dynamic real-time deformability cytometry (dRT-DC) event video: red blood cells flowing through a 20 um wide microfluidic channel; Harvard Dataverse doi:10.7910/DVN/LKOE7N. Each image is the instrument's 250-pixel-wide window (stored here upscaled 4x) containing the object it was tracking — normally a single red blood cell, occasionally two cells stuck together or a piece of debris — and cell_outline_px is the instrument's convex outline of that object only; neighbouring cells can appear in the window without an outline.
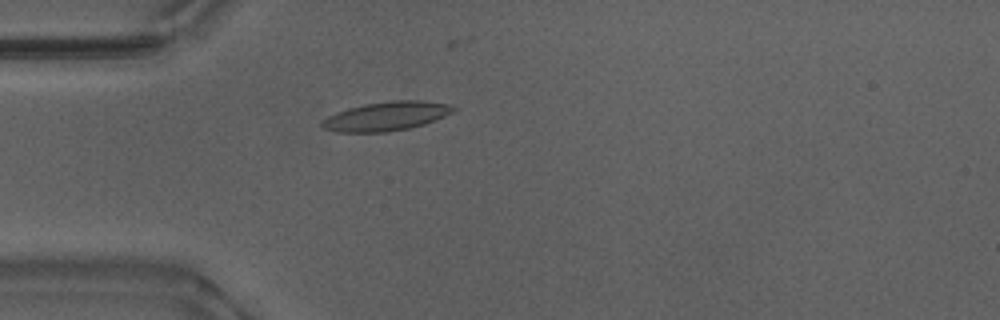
{"species": "Egyptian fruit bat (a non-hibernating species)", "species_latin": "Rousettus aegyptiacus", "temperature_condition": "warm", "stored_images_in_passage": 31, "camera_frame_rate_fps": 3000, "um_per_image_px": 0.085, "animal": {"sex": "male"}, "frame": {"image": 1, "passage_image": 5, "time_ms": 1.333, "image_size_px": [1000, 320], "cell_outline_px": [[460, 108], [444, 116], [424, 124], [408, 128], [384, 132], [336, 132], [324, 128], [320, 124], [328, 116], [336, 112], [348, 108], [364, 104], [392, 100], [420, 100], [448, 104]], "centroid_in_image_um": [32.85, 9.87], "position_along_channel_um": 52.2, "area_um2": 22.08}}